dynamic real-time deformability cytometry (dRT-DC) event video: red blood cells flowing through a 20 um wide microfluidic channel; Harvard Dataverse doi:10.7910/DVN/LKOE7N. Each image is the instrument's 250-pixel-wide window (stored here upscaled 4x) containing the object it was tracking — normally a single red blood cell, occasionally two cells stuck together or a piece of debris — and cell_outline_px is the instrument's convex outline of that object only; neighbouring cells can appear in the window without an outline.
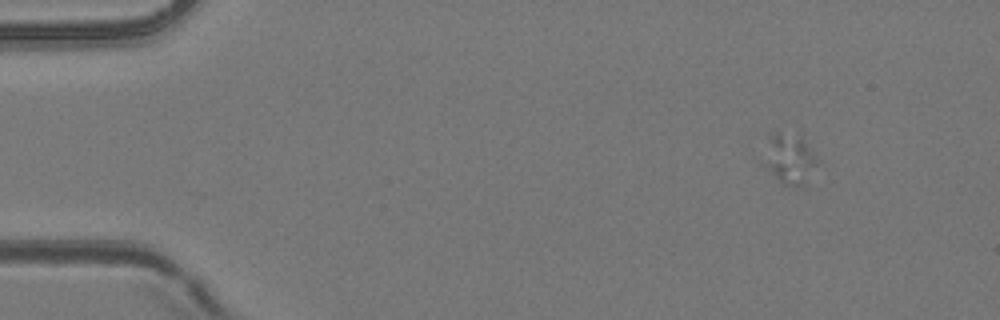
{"species": "common noctule bat (a hibernating species)", "species_latin": "Nyctalus noctula", "temperature_condition": "room temperature", "stored_images_in_passage": 9, "camera_frame_rate_fps": 3000, "um_per_image_px": 0.085, "animal": {"sex": "female", "body_mass_g": 24.6, "forearm_length_mm": 56.2}, "frame": {"image": 1, "passage_image": 3, "time_ms": 0.667, "image_size_px": [1000, 320], "cell_outline_px": [[820, 160], [804, 188], [792, 188], [784, 184], [764, 164], [768, 136], [772, 132], [780, 132], [800, 140]], "centroid_in_image_um": [67.14, 13.59], "position_along_channel_um": 17.9, "area_um2": 15.14}}
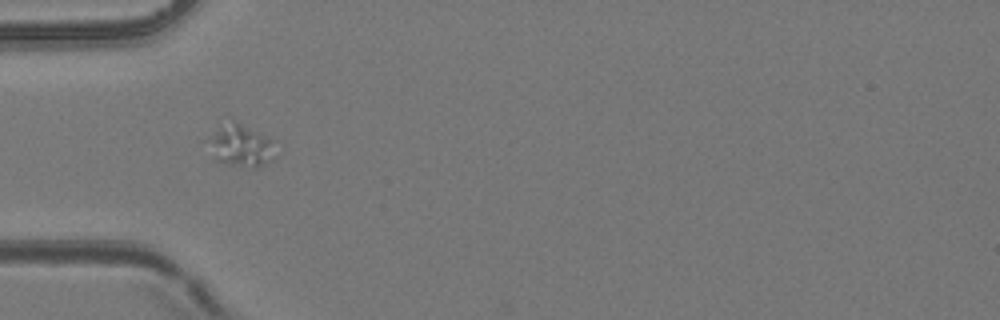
{"frame": {"image": 2, "passage_image": 7, "time_ms": 2.0, "image_size_px": [1000, 320], "cell_outline_px": [[272, 160], [256, 168], [252, 168], [216, 160], [212, 156], [212, 136], [232, 116], [272, 140]], "centroid_in_image_um": [20.5, 12.33], "position_along_channel_um": 64.5, "area_um2": 15.84}}
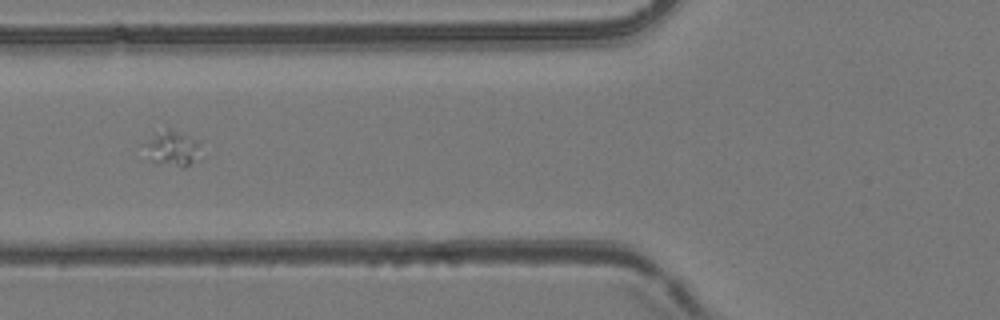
{"frame": {"image": 3, "passage_image": 8, "time_ms": 2.333, "image_size_px": [1000, 320], "cell_outline_px": [[200, 144], [192, 160], [184, 168], [148, 160], [140, 144], [168, 128], [200, 140]], "centroid_in_image_um": [14.55, 12.6], "position_along_channel_um": 111.3, "area_um2": 11.21}}